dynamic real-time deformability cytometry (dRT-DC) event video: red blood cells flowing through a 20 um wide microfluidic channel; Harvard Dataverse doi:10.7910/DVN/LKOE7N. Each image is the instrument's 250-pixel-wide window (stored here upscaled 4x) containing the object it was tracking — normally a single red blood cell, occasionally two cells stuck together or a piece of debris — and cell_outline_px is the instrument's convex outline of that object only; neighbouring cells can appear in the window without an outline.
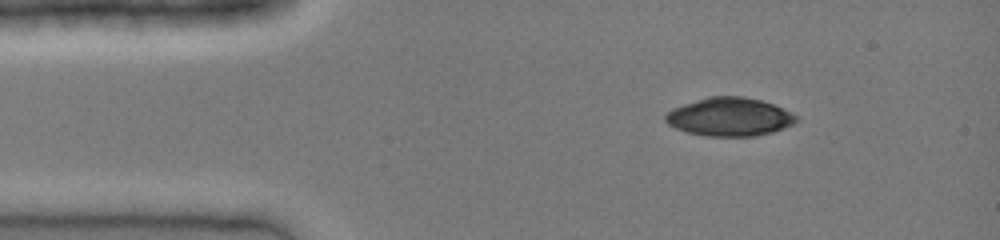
{"species": "common noctule bat (a hibernating species)", "species_latin": "Nyctalus noctula", "temperature_condition": "cold", "stored_images_in_passage": 8, "camera_frame_rate_fps": 3000, "um_per_image_px": 0.085, "animal": {"sex": "female", "body_mass_g": 19.0, "forearm_length_mm": 51.5}, "frame": {"image": 1, "passage_image": 1, "time_ms": 0.0, "image_size_px": [1000, 240], "cell_outline_px": [[796, 120], [792, 124], [772, 132], [756, 136], [704, 136], [688, 132], [676, 128], [668, 124], [664, 120], [664, 116], [672, 108], [708, 96], [744, 96], [760, 100], [772, 104], [796, 116]], "centroid_in_image_um": [61.95, 9.93], "position_along_channel_um": 23.0, "area_um2": 28.96}}